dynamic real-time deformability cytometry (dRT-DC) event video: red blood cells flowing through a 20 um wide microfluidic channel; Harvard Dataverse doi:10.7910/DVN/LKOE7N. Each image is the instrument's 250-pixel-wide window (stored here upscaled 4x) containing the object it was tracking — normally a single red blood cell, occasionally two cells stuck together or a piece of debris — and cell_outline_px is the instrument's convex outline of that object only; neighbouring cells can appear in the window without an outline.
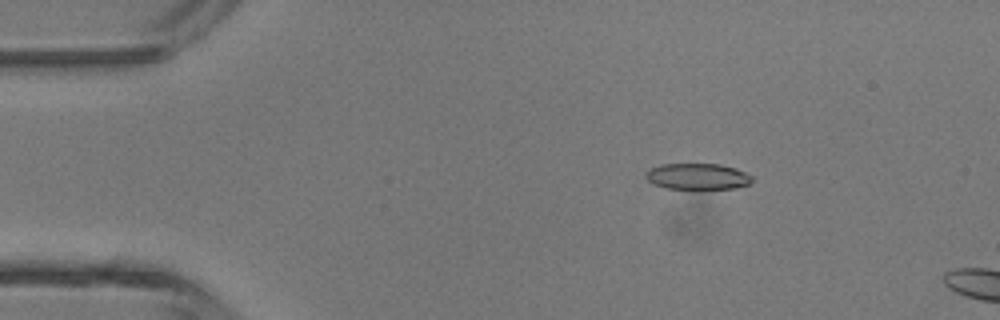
{"species": "common noctule bat (a hibernating species)", "species_latin": "Nyctalus noctula", "temperature_condition": "room temperature", "stored_images_in_passage": 4, "camera_frame_rate_fps": 3000, "um_per_image_px": 0.085, "animal": {"sex": "male", "body_mass_g": 13.3}, "frame": {"image": 1, "passage_image": 3, "time_ms": 2.333, "image_size_px": [1000, 320], "cell_outline_px": [[752, 180], [748, 184], [736, 188], [664, 188], [652, 184], [644, 176], [644, 172], [648, 168], [660, 164], [720, 164], [736, 168], [752, 176]], "centroid_in_image_um": [59.22, 14.98], "position_along_channel_um": 25.8, "area_um2": 16.24}}